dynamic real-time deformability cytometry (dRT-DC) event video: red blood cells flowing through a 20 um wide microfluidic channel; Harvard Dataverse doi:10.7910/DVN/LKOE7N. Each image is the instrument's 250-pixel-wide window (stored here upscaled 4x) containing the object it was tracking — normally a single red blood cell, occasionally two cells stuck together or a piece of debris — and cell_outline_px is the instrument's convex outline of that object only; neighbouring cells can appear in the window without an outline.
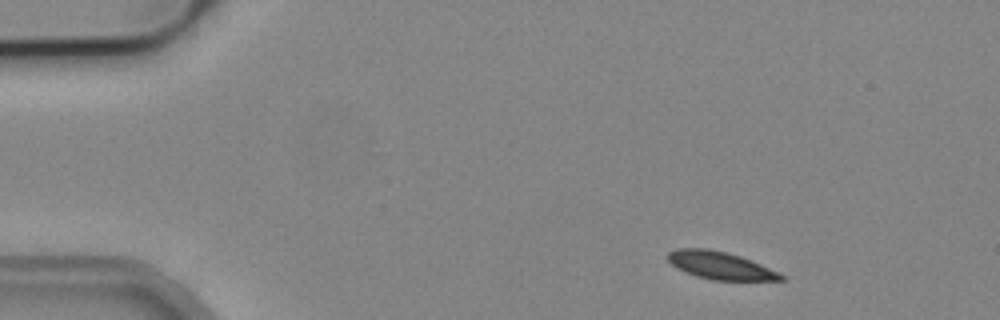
{"species": "common noctule bat (a hibernating species)", "species_latin": "Nyctalus noctula", "temperature_condition": "cold", "stored_images_in_passage": 4, "camera_frame_rate_fps": 3000, "um_per_image_px": 0.085, "animal": {"sex": "male", "body_mass_g": 19.2, "forearm_length_mm": 51.8}, "frame": {"image": 1, "passage_image": 1, "time_ms": 0.0, "image_size_px": [1000, 320], "cell_outline_px": [[788, 280], [712, 280], [696, 276], [684, 272], [676, 268], [668, 260], [668, 252], [676, 248], [708, 248], [740, 256], [752, 260], [780, 272]], "centroid_in_image_um": [61.23, 22.57], "position_along_channel_um": 23.8, "area_um2": 18.32}}
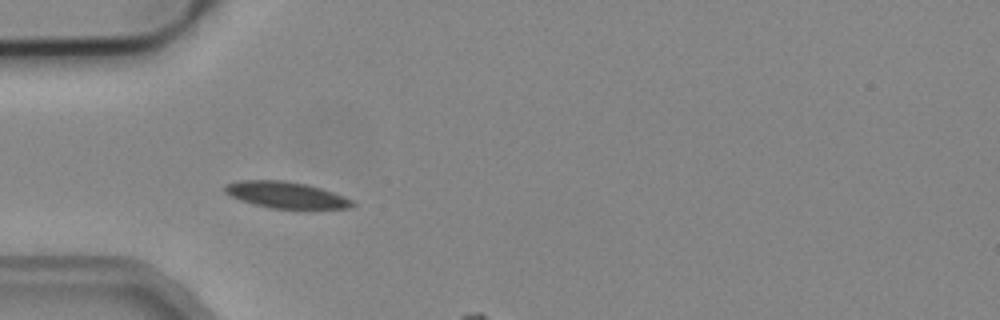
{"frame": {"image": 2, "passage_image": 3, "time_ms": 0.667, "image_size_px": [1000, 320], "cell_outline_px": [[356, 204], [352, 208], [272, 208], [252, 204], [240, 200], [224, 192], [224, 184], [240, 180], [284, 180], [304, 184], [320, 188], [344, 196], [352, 200]], "centroid_in_image_um": [24.28, 16.56], "position_along_channel_um": 60.7, "area_um2": 19.48}}